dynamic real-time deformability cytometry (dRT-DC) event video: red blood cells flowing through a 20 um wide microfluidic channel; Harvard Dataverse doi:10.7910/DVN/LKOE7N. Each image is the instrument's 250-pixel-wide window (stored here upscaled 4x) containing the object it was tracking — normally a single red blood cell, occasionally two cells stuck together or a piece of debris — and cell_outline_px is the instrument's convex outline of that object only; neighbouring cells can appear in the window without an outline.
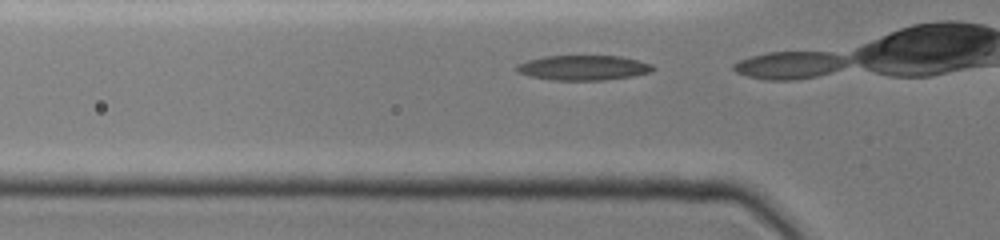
{"species": "common noctule bat (a hibernating species)", "species_latin": "Nyctalus noctula", "temperature_condition": "cold", "stored_images_in_passage": 3, "camera_frame_rate_fps": 3000, "um_per_image_px": 0.085, "animal": {"sex": "female", "body_mass_g": 19.0, "forearm_length_mm": 51.5}, "frame": {"image": 1, "passage_image": 2, "time_ms": 0.333, "image_size_px": [1000, 240], "cell_outline_px": [[656, 68], [652, 72], [632, 76], [604, 80], [552, 80], [528, 76], [520, 72], [516, 68], [516, 64], [528, 60], [544, 56], [620, 56], [652, 64]], "centroid_in_image_um": [49.59, 5.76], "position_along_channel_um": 76.2, "area_um2": 19.77}}